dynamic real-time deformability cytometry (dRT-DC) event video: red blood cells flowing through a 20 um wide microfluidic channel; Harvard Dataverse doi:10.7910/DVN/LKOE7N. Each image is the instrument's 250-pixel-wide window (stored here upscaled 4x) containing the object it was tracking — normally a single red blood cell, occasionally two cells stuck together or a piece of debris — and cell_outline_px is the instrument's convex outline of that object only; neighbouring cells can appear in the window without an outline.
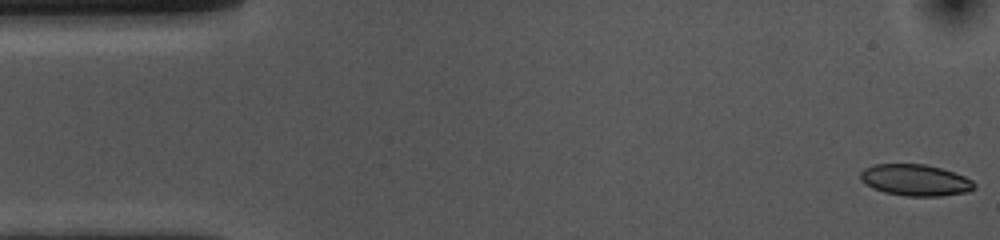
{"species": "common noctule bat (a hibernating species)", "species_latin": "Nyctalus noctula", "temperature_condition": "cold", "stored_images_in_passage": 53, "camera_frame_rate_fps": 3000, "um_per_image_px": 0.085, "animal": {"sex": "female", "body_mass_g": 10.0, "forearm_length_mm": 53.1}, "frame": {"image": 1, "passage_image": 1, "time_ms": 0.0, "image_size_px": [1000, 240], "cell_outline_px": [[976, 188], [968, 192], [940, 196], [904, 196], [884, 192], [872, 188], [860, 180], [860, 172], [864, 168], [872, 164], [924, 164], [940, 168], [964, 176], [972, 180], [976, 184]], "centroid_in_image_um": [77.79, 15.31], "position_along_channel_um": 7.2, "area_um2": 20.98}}
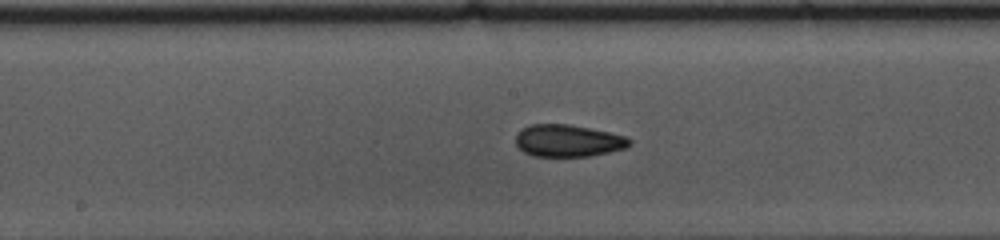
{"frame": {"image": 2, "passage_image": 26, "time_ms": 8.333, "image_size_px": [1000, 240], "cell_outline_px": [[632, 144], [628, 148], [588, 156], [536, 156], [524, 152], [516, 144], [516, 136], [524, 128], [532, 124], [568, 124], [628, 136], [632, 140]], "centroid_in_image_um": [48.35, 11.96], "position_along_channel_um": 199.9, "area_um2": 21.15}}
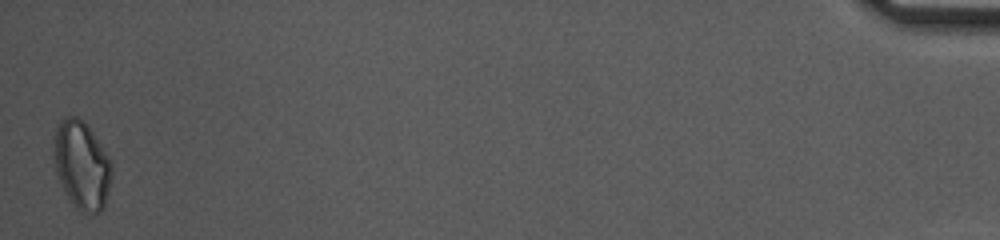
{"frame": {"image": 3, "passage_image": 53, "time_ms": 17.333, "image_size_px": [1000, 240], "cell_outline_px": [[112, 172], [108, 192], [104, 208], [100, 212], [80, 212], [72, 204], [56, 172], [52, 152], [52, 136], [60, 120], [68, 116], [76, 116], [84, 120], [112, 160]], "centroid_in_image_um": [6.93, 13.99], "position_along_channel_um": 428.3, "area_um2": 30.11}, "authors_computed_cell_mechanics": {"area_um2": 21.2704, "velocity_mm_per_s": 3.6578, "shape_relaxation_time_tau1_ms": null, "shape_relaxation_time_tau2_ms": 8.9871, "deformation_change_tau1": null, "deformation_change_tau2": 0.1385}}